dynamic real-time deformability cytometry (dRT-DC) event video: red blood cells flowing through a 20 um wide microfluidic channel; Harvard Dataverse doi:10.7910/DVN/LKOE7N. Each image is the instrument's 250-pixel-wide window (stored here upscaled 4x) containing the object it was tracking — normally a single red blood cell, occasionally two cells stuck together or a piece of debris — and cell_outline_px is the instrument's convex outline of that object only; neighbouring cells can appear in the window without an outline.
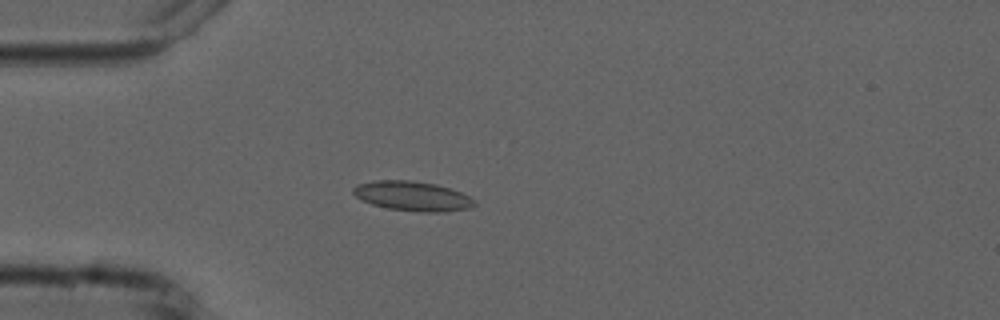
{"species": "common noctule bat (a hibernating species)", "species_latin": "Nyctalus noctula", "temperature_condition": "cold", "stored_images_in_passage": 5, "camera_frame_rate_fps": 3000, "um_per_image_px": 0.085, "animal": {"sex": "male", "forearm_length_mm": 52.5}, "frame": {"image": 1, "passage_image": 5, "time_ms": 4.667, "image_size_px": [1000, 320], "cell_outline_px": [[476, 204], [468, 208], [444, 212], [420, 212], [388, 208], [372, 204], [356, 196], [352, 192], [352, 188], [356, 184], [376, 180], [412, 180], [436, 184], [460, 192], [476, 200]], "centroid_in_image_um": [35.05, 16.66], "position_along_channel_um": 49.9, "area_um2": 20.87}}